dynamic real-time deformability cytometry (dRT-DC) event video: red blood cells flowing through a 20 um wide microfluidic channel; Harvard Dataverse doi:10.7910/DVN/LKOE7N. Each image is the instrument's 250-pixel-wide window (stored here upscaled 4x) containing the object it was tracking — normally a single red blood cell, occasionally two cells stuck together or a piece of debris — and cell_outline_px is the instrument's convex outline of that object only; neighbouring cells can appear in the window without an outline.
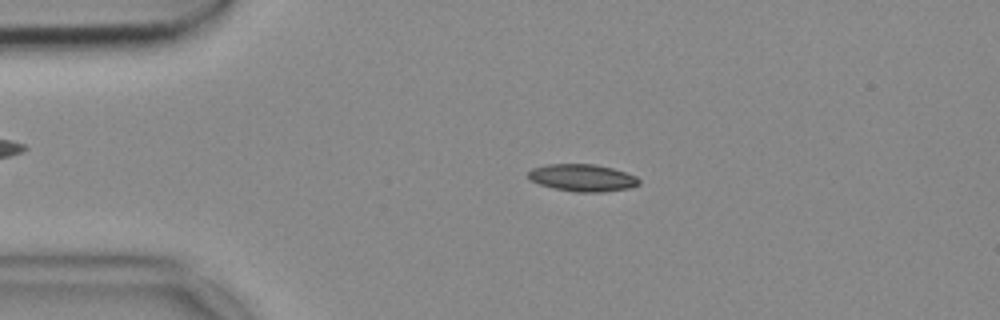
{"species": "common noctule bat (a hibernating species)", "species_latin": "Nyctalus noctula", "temperature_condition": "cold", "stored_images_in_passage": 52, "camera_frame_rate_fps": 3000, "um_per_image_px": 0.085, "animal": {"sex": "female", "body_mass_g": 18.4}, "frame": {"image": 1, "passage_image": 10, "time_ms": 3.0, "image_size_px": [1000, 320], "cell_outline_px": [[640, 184], [628, 188], [600, 192], [576, 192], [552, 188], [540, 184], [532, 180], [528, 176], [528, 172], [532, 168], [548, 164], [596, 164], [612, 168], [636, 176], [640, 180]], "centroid_in_image_um": [49.51, 15.11], "position_along_channel_um": 35.5, "area_um2": 17.46}}
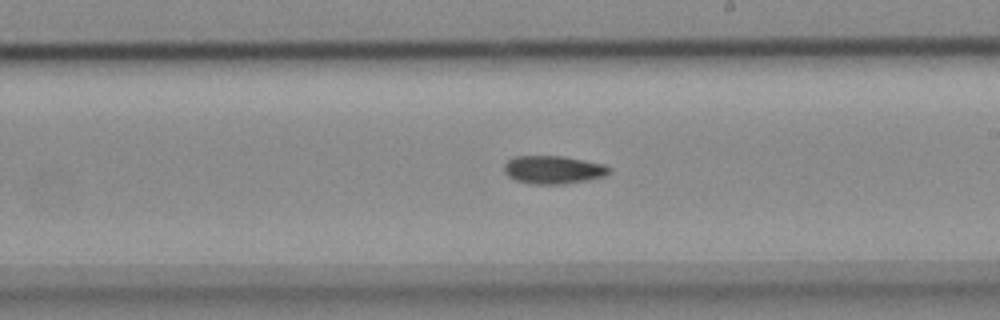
{"frame": {"image": 2, "passage_image": 29, "time_ms": 9.333, "image_size_px": [1000, 320], "cell_outline_px": [[612, 168], [604, 176], [588, 180], [564, 184], [532, 184], [516, 180], [508, 176], [504, 172], [504, 164], [512, 156], [564, 156], [604, 164]], "centroid_in_image_um": [47.01, 14.42], "position_along_channel_um": 242.0, "area_um2": 17.28}}
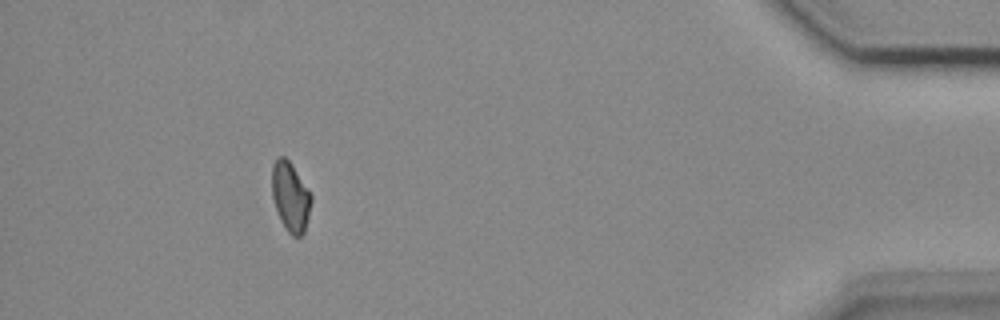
{"frame": {"image": 3, "passage_image": 47, "time_ms": 15.333, "image_size_px": [1000, 320], "cell_outline_px": [[312, 200], [304, 232], [300, 236], [292, 236], [284, 228], [280, 220], [272, 196], [272, 164], [276, 156], [284, 156], [292, 164], [312, 196]], "centroid_in_image_um": [24.67, 16.7], "position_along_channel_um": 410.5, "area_um2": 15.9}}